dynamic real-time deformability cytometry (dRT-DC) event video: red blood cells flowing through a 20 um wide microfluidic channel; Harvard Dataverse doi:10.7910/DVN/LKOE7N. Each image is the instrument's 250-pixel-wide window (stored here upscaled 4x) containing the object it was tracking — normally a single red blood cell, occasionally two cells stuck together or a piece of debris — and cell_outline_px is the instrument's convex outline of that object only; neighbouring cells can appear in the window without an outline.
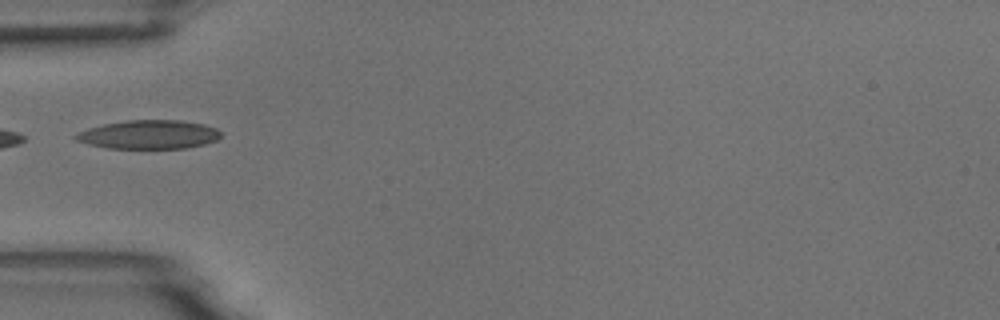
{"species": "common noctule bat (a hibernating species)", "species_latin": "Nyctalus noctula", "temperature_condition": "room temperature", "stored_images_in_passage": 2, "camera_frame_rate_fps": 3000, "um_per_image_px": 0.085, "animal": {"sex": "male", "body_mass_g": 18.8}, "frame": {"image": 1, "passage_image": 2, "time_ms": 1.333, "image_size_px": [1000, 320], "cell_outline_px": [[220, 136], [216, 140], [204, 144], [184, 148], [108, 148], [88, 144], [76, 140], [72, 136], [88, 128], [104, 124], [124, 120], [180, 120], [204, 124], [216, 128], [220, 132]], "centroid_in_image_um": [12.64, 11.43], "position_along_channel_um": 72.4, "area_um2": 24.22}}